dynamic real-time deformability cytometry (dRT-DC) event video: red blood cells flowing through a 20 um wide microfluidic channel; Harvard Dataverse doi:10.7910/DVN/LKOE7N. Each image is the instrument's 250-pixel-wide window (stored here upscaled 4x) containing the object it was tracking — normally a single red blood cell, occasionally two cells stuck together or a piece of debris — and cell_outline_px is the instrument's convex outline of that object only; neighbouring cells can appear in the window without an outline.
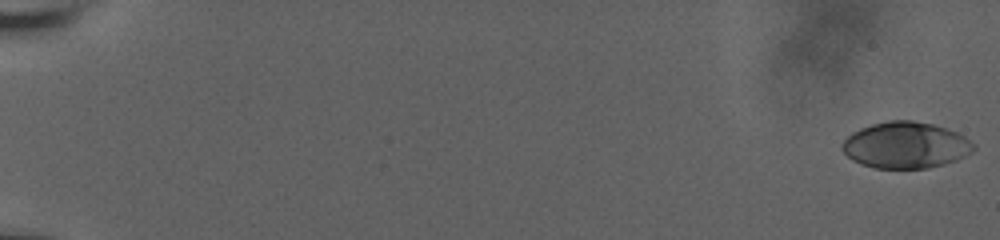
{"species": "human", "species_latin": "Homo sapiens", "temperature_condition": "room temperature", "stored_images_in_passage": 59, "camera_frame_rate_fps": 3000, "um_per_image_px": 0.085, "donor": {"sex": "male"}, "frame": {"image": 1, "passage_image": 1, "time_ms": 0.0, "image_size_px": [1000, 240], "cell_outline_px": [[976, 148], [972, 152], [956, 160], [928, 168], [872, 168], [860, 164], [852, 160], [840, 148], [840, 144], [852, 132], [860, 128], [872, 124], [888, 120], [912, 120], [932, 124], [956, 132], [964, 136], [976, 144]], "centroid_in_image_um": [76.96, 12.34], "position_along_channel_um": 8.0, "area_um2": 35.6}}
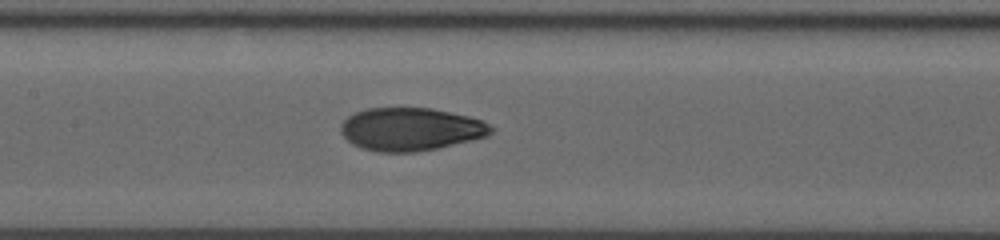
{"frame": {"image": 2, "passage_image": 32, "time_ms": 10.333, "image_size_px": [1000, 240], "cell_outline_px": [[496, 128], [488, 136], [440, 148], [416, 152], [376, 152], [360, 148], [352, 144], [340, 132], [340, 124], [348, 116], [356, 112], [368, 108], [432, 108], [468, 116], [480, 120]], "centroid_in_image_um": [34.9, 10.99], "position_along_channel_um": 172.5, "area_um2": 37.86}}
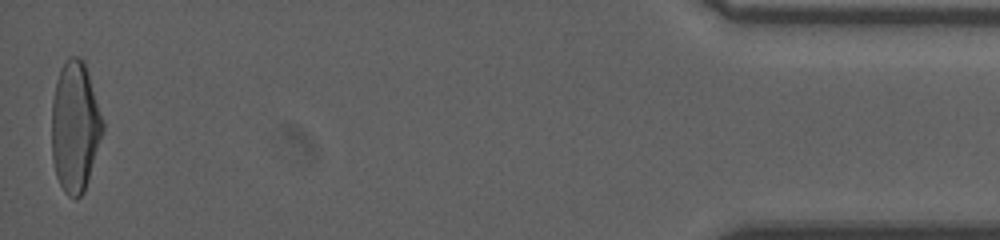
{"frame": {"image": 3, "passage_image": 59, "time_ms": 19.333, "image_size_px": [1000, 240], "cell_outline_px": [[104, 132], [84, 192], [76, 200], [68, 196], [64, 192], [56, 176], [52, 160], [52, 100], [56, 80], [60, 68], [68, 56], [80, 56], [84, 60], [104, 120]], "centroid_in_image_um": [6.38, 10.77], "position_along_channel_um": 428.8, "area_um2": 39.42}, "authors_computed_cell_mechanics": {"area_um2": 37.1076, "velocity_mm_per_s": 3.7483, "shape_relaxation_time_tau1_ms": 6.9886, "shape_relaxation_time_tau2_ms": 1.3821, "deformation_change_tau1": 0.2389, "deformation_change_tau2": 0.0595}}